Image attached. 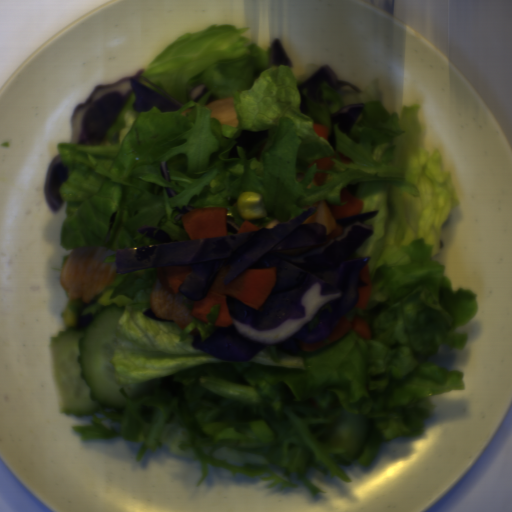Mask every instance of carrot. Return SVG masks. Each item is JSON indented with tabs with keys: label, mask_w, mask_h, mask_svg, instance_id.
<instances>
[{
	"label": "carrot",
	"mask_w": 512,
	"mask_h": 512,
	"mask_svg": "<svg viewBox=\"0 0 512 512\" xmlns=\"http://www.w3.org/2000/svg\"><path fill=\"white\" fill-rule=\"evenodd\" d=\"M338 154H339V158H340L341 162L344 163L345 165H350L352 163L351 159L349 157H347L345 154H343L339 151H338Z\"/></svg>",
	"instance_id": "obj_12"
},
{
	"label": "carrot",
	"mask_w": 512,
	"mask_h": 512,
	"mask_svg": "<svg viewBox=\"0 0 512 512\" xmlns=\"http://www.w3.org/2000/svg\"><path fill=\"white\" fill-rule=\"evenodd\" d=\"M340 203H344L342 205H329L326 204L327 207L332 212L335 221L346 219L352 217L354 215L360 214L364 207L363 200L358 198L357 196L351 194L346 189L341 190L340 194Z\"/></svg>",
	"instance_id": "obj_5"
},
{
	"label": "carrot",
	"mask_w": 512,
	"mask_h": 512,
	"mask_svg": "<svg viewBox=\"0 0 512 512\" xmlns=\"http://www.w3.org/2000/svg\"><path fill=\"white\" fill-rule=\"evenodd\" d=\"M350 330H353L357 333V335L365 340L372 339L373 332L370 328L369 323L359 316H355L353 319H348L347 316H344L331 330L328 336L314 344H302L303 352H312L319 348H322L326 345L336 342L343 335H345Z\"/></svg>",
	"instance_id": "obj_3"
},
{
	"label": "carrot",
	"mask_w": 512,
	"mask_h": 512,
	"mask_svg": "<svg viewBox=\"0 0 512 512\" xmlns=\"http://www.w3.org/2000/svg\"><path fill=\"white\" fill-rule=\"evenodd\" d=\"M328 175L329 173L327 172H317L316 174H314V177L311 182L315 187L325 185L328 179Z\"/></svg>",
	"instance_id": "obj_9"
},
{
	"label": "carrot",
	"mask_w": 512,
	"mask_h": 512,
	"mask_svg": "<svg viewBox=\"0 0 512 512\" xmlns=\"http://www.w3.org/2000/svg\"><path fill=\"white\" fill-rule=\"evenodd\" d=\"M342 234H344L343 227H341L340 225H338L336 223L335 229L330 234H328L327 239H328V241H331V240L341 236Z\"/></svg>",
	"instance_id": "obj_11"
},
{
	"label": "carrot",
	"mask_w": 512,
	"mask_h": 512,
	"mask_svg": "<svg viewBox=\"0 0 512 512\" xmlns=\"http://www.w3.org/2000/svg\"><path fill=\"white\" fill-rule=\"evenodd\" d=\"M260 229L261 228L257 227L256 225H254L250 221L245 220L244 222H242V224H241V226H240V228H239L237 233L245 234V233L260 231Z\"/></svg>",
	"instance_id": "obj_10"
},
{
	"label": "carrot",
	"mask_w": 512,
	"mask_h": 512,
	"mask_svg": "<svg viewBox=\"0 0 512 512\" xmlns=\"http://www.w3.org/2000/svg\"><path fill=\"white\" fill-rule=\"evenodd\" d=\"M230 270L229 265L220 268L207 295L201 300L191 301V316L207 323L209 321L206 316L211 312V308L219 305V316L214 326L229 327L233 321L227 307V297H232L255 310L260 309L276 281V268L246 269L225 285Z\"/></svg>",
	"instance_id": "obj_1"
},
{
	"label": "carrot",
	"mask_w": 512,
	"mask_h": 512,
	"mask_svg": "<svg viewBox=\"0 0 512 512\" xmlns=\"http://www.w3.org/2000/svg\"><path fill=\"white\" fill-rule=\"evenodd\" d=\"M359 278L367 284V287L358 288L357 303L354 308L366 309L369 304L370 296L372 293V282L370 276V268L367 263L364 268L360 271Z\"/></svg>",
	"instance_id": "obj_6"
},
{
	"label": "carrot",
	"mask_w": 512,
	"mask_h": 512,
	"mask_svg": "<svg viewBox=\"0 0 512 512\" xmlns=\"http://www.w3.org/2000/svg\"><path fill=\"white\" fill-rule=\"evenodd\" d=\"M166 193L168 197H175L177 196V193L171 188V187H165Z\"/></svg>",
	"instance_id": "obj_13"
},
{
	"label": "carrot",
	"mask_w": 512,
	"mask_h": 512,
	"mask_svg": "<svg viewBox=\"0 0 512 512\" xmlns=\"http://www.w3.org/2000/svg\"><path fill=\"white\" fill-rule=\"evenodd\" d=\"M192 270L187 266L156 267L155 274L163 288L174 295L178 293L180 286Z\"/></svg>",
	"instance_id": "obj_4"
},
{
	"label": "carrot",
	"mask_w": 512,
	"mask_h": 512,
	"mask_svg": "<svg viewBox=\"0 0 512 512\" xmlns=\"http://www.w3.org/2000/svg\"><path fill=\"white\" fill-rule=\"evenodd\" d=\"M313 130L316 135L323 137L325 140L329 138V127L321 123H314Z\"/></svg>",
	"instance_id": "obj_8"
},
{
	"label": "carrot",
	"mask_w": 512,
	"mask_h": 512,
	"mask_svg": "<svg viewBox=\"0 0 512 512\" xmlns=\"http://www.w3.org/2000/svg\"><path fill=\"white\" fill-rule=\"evenodd\" d=\"M313 164H316L317 170H330L333 168L335 162L330 158H322L314 161L307 168H311Z\"/></svg>",
	"instance_id": "obj_7"
},
{
	"label": "carrot",
	"mask_w": 512,
	"mask_h": 512,
	"mask_svg": "<svg viewBox=\"0 0 512 512\" xmlns=\"http://www.w3.org/2000/svg\"><path fill=\"white\" fill-rule=\"evenodd\" d=\"M226 207L195 209L181 216L188 238H220L227 236Z\"/></svg>",
	"instance_id": "obj_2"
}]
</instances>
